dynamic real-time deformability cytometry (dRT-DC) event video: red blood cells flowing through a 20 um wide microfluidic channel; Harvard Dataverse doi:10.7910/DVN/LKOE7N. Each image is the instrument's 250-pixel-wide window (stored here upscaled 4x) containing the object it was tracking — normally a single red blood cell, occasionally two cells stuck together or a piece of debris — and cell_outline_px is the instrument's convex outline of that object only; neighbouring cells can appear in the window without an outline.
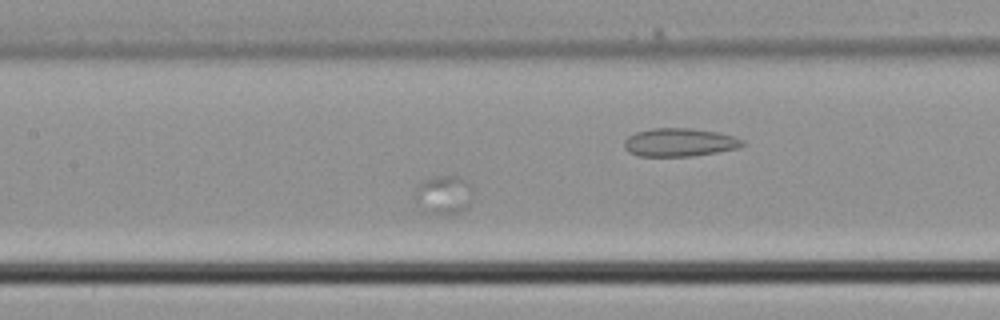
{"species": "common noctule bat (a hibernating species)", "species_latin": "Nyctalus noctula", "temperature_condition": "cold", "stored_images_in_passage": 31, "camera_frame_rate_fps": 3000, "um_per_image_px": 0.085, "animal": {"sex": "male", "body_mass_g": 21.5, "forearm_length_mm": 52.0}, "frame": {"image": 1, "passage_image": 10, "time_ms": 3.0, "image_size_px": [1000, 320], "cell_outline_px": [[472, 196], [468, 208], [460, 212], [448, 216], [424, 212], [416, 200], [416, 188], [424, 180], [436, 176], [456, 176], [464, 180], [472, 188]], "centroid_in_image_um": [37.74, 16.6], "position_along_channel_um": 169.7, "area_um2": 13.12}}
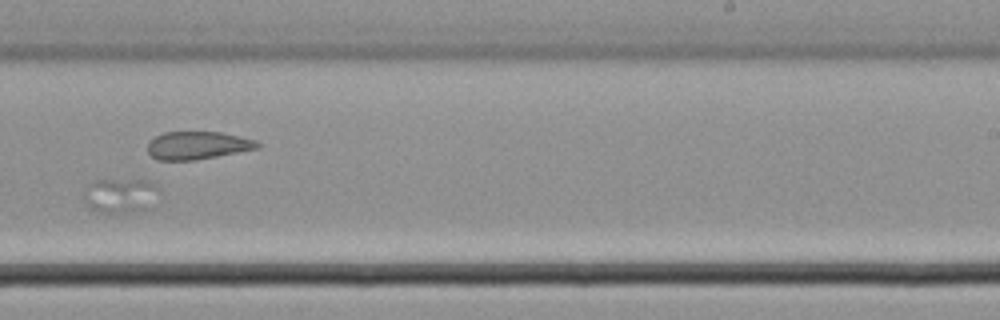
{"frame": {"image": 2, "passage_image": 17, "time_ms": 5.333, "image_size_px": [1000, 320], "cell_outline_px": [[160, 192], [144, 208], [124, 212], [104, 212], [88, 208], [84, 204], [84, 196], [92, 180], [148, 180]], "centroid_in_image_um": [10.15, 16.59], "position_along_channel_um": 278.8, "area_um2": 14.51}}
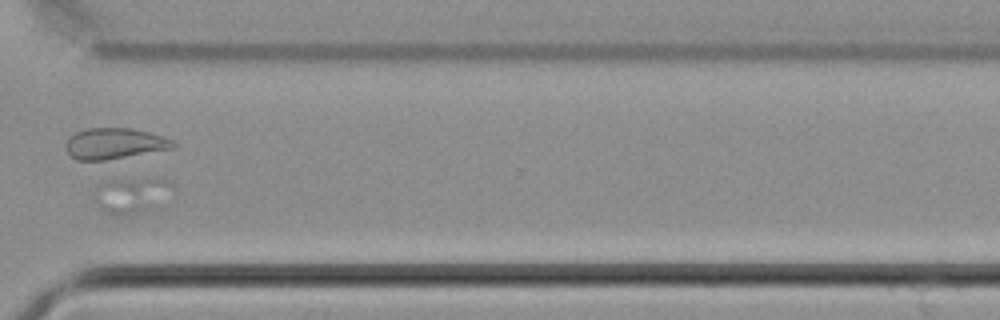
{"frame": {"image": 3, "passage_image": 22, "time_ms": 7.0, "image_size_px": [1000, 320], "cell_outline_px": [[176, 188], [144, 212], [120, 216], [116, 216], [100, 212], [92, 200], [92, 192], [108, 180], [168, 180]], "centroid_in_image_um": [11.04, 16.64], "position_along_channel_um": 359.6, "area_um2": 16.07}}